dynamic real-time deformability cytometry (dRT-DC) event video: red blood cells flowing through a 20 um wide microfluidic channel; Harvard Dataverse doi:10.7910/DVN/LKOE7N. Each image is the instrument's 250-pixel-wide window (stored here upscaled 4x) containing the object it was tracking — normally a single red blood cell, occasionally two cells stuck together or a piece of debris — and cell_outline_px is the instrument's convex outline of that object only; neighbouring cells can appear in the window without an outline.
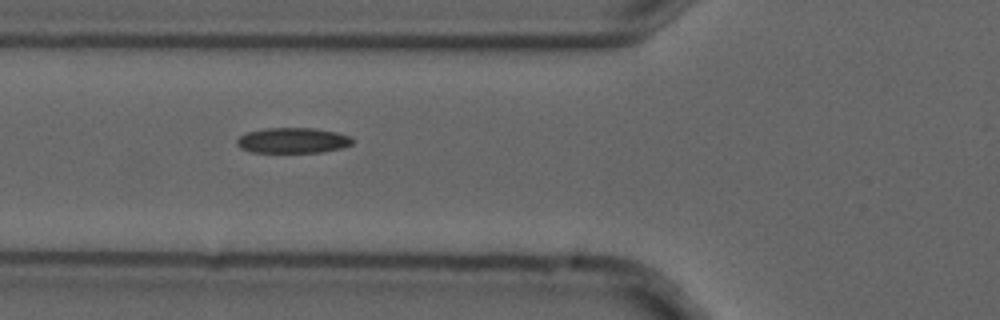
{"species": "common noctule bat (a hibernating species)", "species_latin": "Nyctalus noctula", "temperature_condition": "cold", "stored_images_in_passage": 11, "camera_frame_rate_fps": 3000, "um_per_image_px": 0.085, "animal": {"sex": "male", "forearm_length_mm": 52.5}, "frame": {"image": 1, "passage_image": 2, "time_ms": 0.333, "image_size_px": [1000, 320], "cell_outline_px": [[356, 140], [352, 144], [344, 148], [324, 152], [252, 152], [240, 148], [236, 144], [236, 140], [240, 136], [248, 132], [268, 128], [316, 128], [336, 132], [348, 136]], "centroid_in_image_um": [24.93, 11.94], "position_along_channel_um": 100.9, "area_um2": 17.22}}
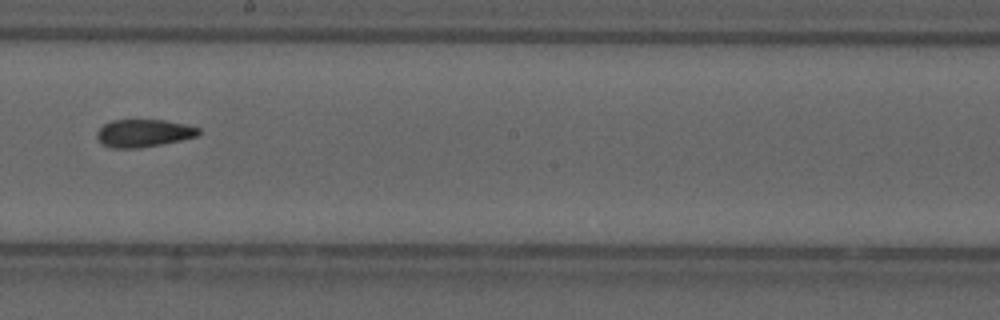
{"frame": {"image": 2, "passage_image": 5, "time_ms": 1.333, "image_size_px": [1000, 320], "cell_outline_px": [[200, 132], [196, 136], [180, 140], [160, 144], [136, 148], [108, 148], [100, 144], [96, 136], [96, 132], [104, 124], [112, 120], [164, 120], [184, 124], [200, 128]], "centroid_in_image_um": [12.14, 11.32], "position_along_channel_um": 236.1, "area_um2": 16.36}}
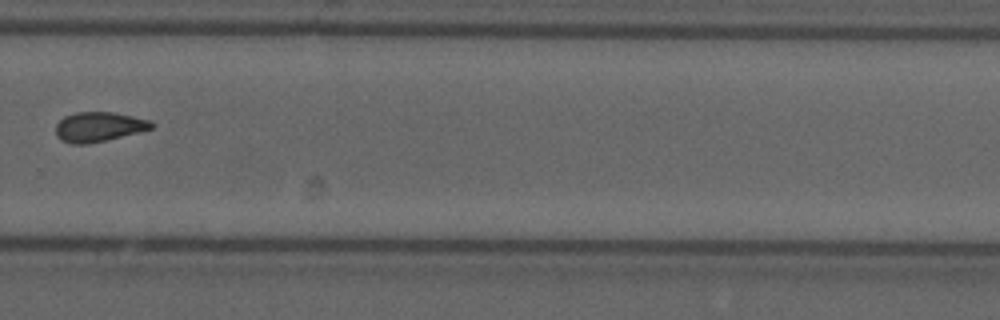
{"frame": {"image": 3, "passage_image": 7, "time_ms": 2.0, "image_size_px": [1000, 320], "cell_outline_px": [[156, 124], [152, 128], [88, 144], [72, 144], [60, 140], [56, 136], [56, 124], [64, 116], [76, 112], [112, 112], [152, 120]], "centroid_in_image_um": [8.37, 10.77], "position_along_channel_um": 321.4, "area_um2": 16.47}}